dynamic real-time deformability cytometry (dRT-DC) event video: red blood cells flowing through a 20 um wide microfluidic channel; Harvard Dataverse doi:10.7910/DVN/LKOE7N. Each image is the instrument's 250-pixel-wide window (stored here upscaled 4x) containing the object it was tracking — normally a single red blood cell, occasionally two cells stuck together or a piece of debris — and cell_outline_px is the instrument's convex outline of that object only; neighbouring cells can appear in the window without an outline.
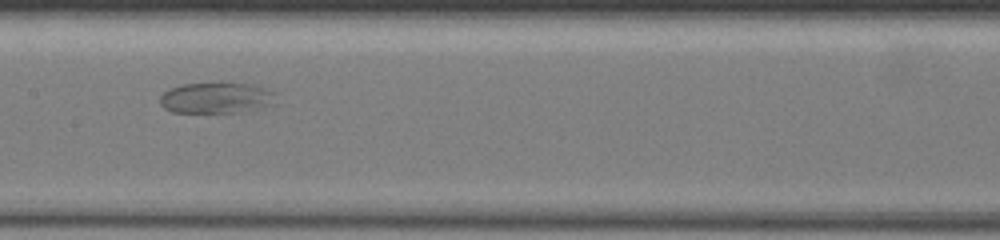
{"species": "common noctule bat (a hibernating species)", "species_latin": "Nyctalus noctula", "temperature_condition": "warm", "stored_images_in_passage": 16, "camera_frame_rate_fps": 3000, "um_per_image_px": 0.085, "animal": {"sex": "female", "body_mass_g": 19.5, "forearm_length_mm": 54.1}, "frame": {"image": 1, "passage_image": 5, "time_ms": 3.0, "image_size_px": [1000, 240], "cell_outline_px": [[272, 92], [264, 104], [236, 112], [172, 112], [164, 108], [160, 104], [160, 96], [168, 88], [184, 84], [220, 80], [256, 84]], "centroid_in_image_um": [18.18, 8.24], "position_along_channel_um": 189.2, "area_um2": 20.63}}
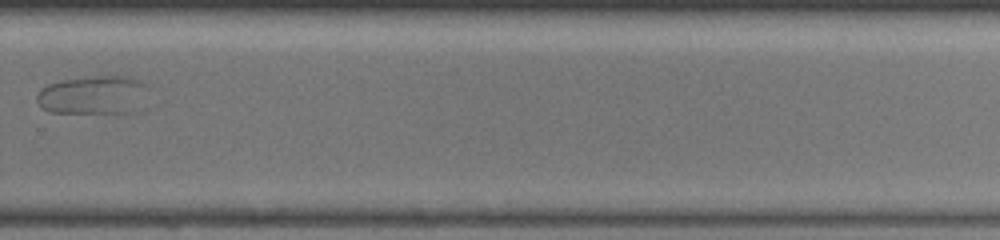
{"frame": {"image": 2, "passage_image": 10, "time_ms": 6.333, "image_size_px": [1000, 240], "cell_outline_px": [[148, 84], [136, 112], [128, 116], [120, 116], [52, 112], [44, 108], [36, 100], [36, 96], [48, 84], [60, 80], [84, 76], [128, 76], [140, 80]], "centroid_in_image_um": [7.98, 8.13], "position_along_channel_um": 321.8, "area_um2": 26.07}}
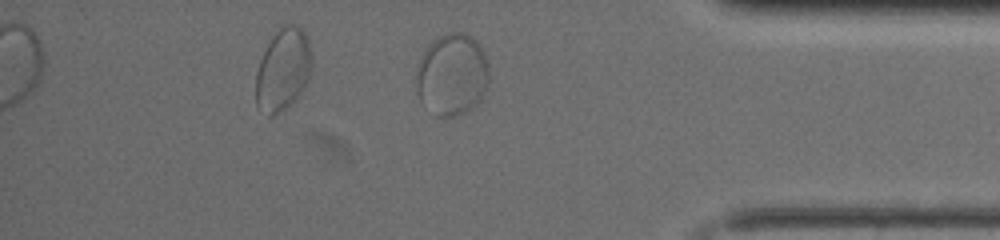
{"frame": {"image": 3, "passage_image": 13, "time_ms": 8.667, "image_size_px": [1000, 240], "cell_outline_px": [[488, 84], [480, 100], [476, 104], [456, 116], [436, 116], [420, 100], [416, 88], [416, 76], [420, 60], [424, 52], [436, 36], [448, 32], [460, 32], [476, 40], [480, 44], [484, 52], [488, 64]], "centroid_in_image_um": [38.43, 6.32], "position_along_channel_um": 396.8, "area_um2": 34.56}}